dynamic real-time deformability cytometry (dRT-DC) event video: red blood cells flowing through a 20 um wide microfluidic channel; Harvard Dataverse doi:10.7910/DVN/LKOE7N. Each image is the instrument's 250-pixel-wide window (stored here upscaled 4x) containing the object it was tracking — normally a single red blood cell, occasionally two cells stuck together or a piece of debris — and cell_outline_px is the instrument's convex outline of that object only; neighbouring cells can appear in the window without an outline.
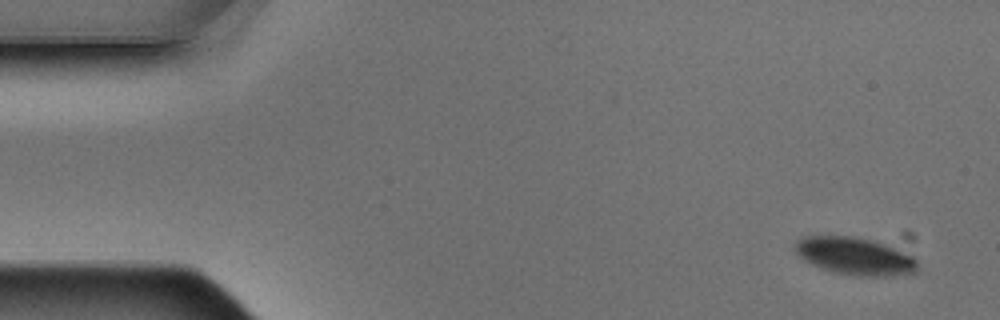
{"species": "Egyptian fruit bat (a non-hibernating species)", "species_latin": "Rousettus aegyptiacus", "temperature_condition": "warm", "stored_images_in_passage": 4, "camera_frame_rate_fps": 3000, "um_per_image_px": 0.085, "animal": {"sex": "male"}, "frame": {"image": 1, "passage_image": 1, "time_ms": 0.0, "image_size_px": [1000, 320], "cell_outline_px": [[916, 272], [888, 276], [856, 276], [832, 272], [812, 264], [804, 260], [796, 252], [796, 244], [804, 236], [856, 236], [888, 244], [912, 256], [916, 260]], "centroid_in_image_um": [72.68, 21.77], "position_along_channel_um": 12.3, "area_um2": 26.59}}
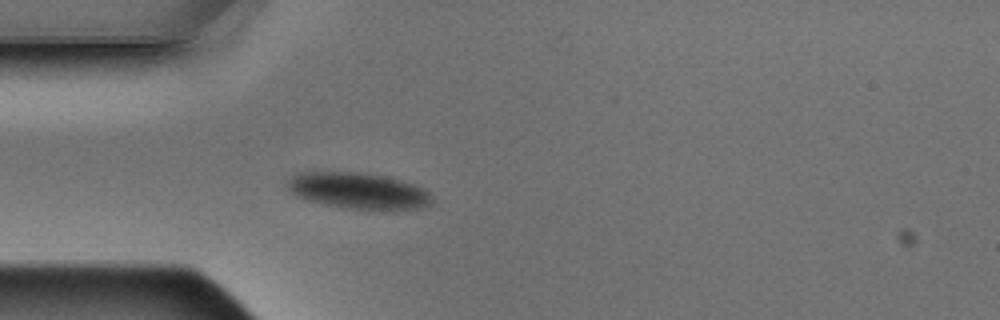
{"frame": {"image": 2, "passage_image": 4, "time_ms": 1.0, "image_size_px": [1000, 320], "cell_outline_px": [[436, 196], [432, 204], [420, 208], [388, 212], [348, 208], [324, 204], [308, 200], [292, 192], [288, 188], [288, 180], [296, 172], [356, 172], [384, 176], [400, 180], [424, 188]], "centroid_in_image_um": [30.57, 16.25], "position_along_channel_um": 54.4, "area_um2": 31.04}}